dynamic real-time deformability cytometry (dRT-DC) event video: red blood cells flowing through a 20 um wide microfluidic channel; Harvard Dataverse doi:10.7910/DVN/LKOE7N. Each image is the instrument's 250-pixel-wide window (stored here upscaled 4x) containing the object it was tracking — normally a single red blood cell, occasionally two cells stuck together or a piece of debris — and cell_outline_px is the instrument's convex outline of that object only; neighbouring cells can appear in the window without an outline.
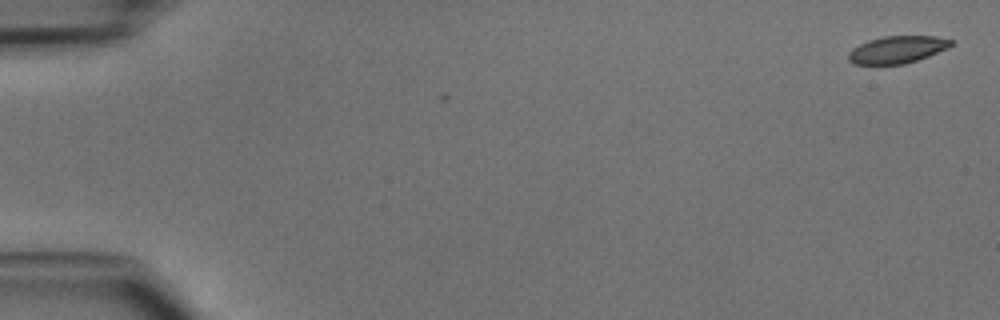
{"species": "common noctule bat (a hibernating species)", "species_latin": "Nyctalus noctula", "temperature_condition": "cold", "stored_images_in_passage": 2, "camera_frame_rate_fps": 3000, "um_per_image_px": 0.085, "animal": {"sex": "male", "body_mass_g": 15.6}, "frame": {"image": 1, "passage_image": 2, "time_ms": 0.333, "image_size_px": [1000, 320], "cell_outline_px": [[956, 40], [948, 48], [928, 56], [904, 64], [856, 64], [848, 60], [848, 52], [852, 48], [868, 40], [884, 36], [936, 36]], "centroid_in_image_um": [76.28, 4.2], "position_along_channel_um": 8.7, "area_um2": 16.3}}